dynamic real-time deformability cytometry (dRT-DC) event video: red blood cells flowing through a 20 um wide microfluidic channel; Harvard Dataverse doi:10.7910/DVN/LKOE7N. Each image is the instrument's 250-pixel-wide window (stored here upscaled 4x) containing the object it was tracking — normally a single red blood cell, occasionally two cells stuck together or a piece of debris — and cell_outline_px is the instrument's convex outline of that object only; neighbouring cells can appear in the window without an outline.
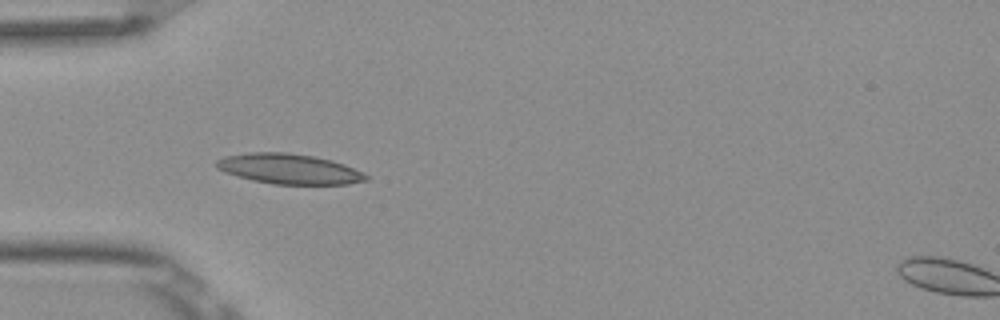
{"species": "Egyptian fruit bat (a non-hibernating species)", "species_latin": "Rousettus aegyptiacus", "temperature_condition": "room temperature", "stored_images_in_passage": 5, "camera_frame_rate_fps": 3000, "um_per_image_px": 0.085, "frame": {"image": 1, "passage_image": 4, "time_ms": 1.0, "image_size_px": [1000, 320], "cell_outline_px": [[368, 180], [348, 184], [272, 184], [252, 180], [224, 172], [216, 168], [216, 160], [224, 156], [248, 152], [288, 152], [312, 156], [332, 160], [344, 164], [368, 176]], "centroid_in_image_um": [24.53, 14.35], "position_along_channel_um": 60.5, "area_um2": 26.24}}
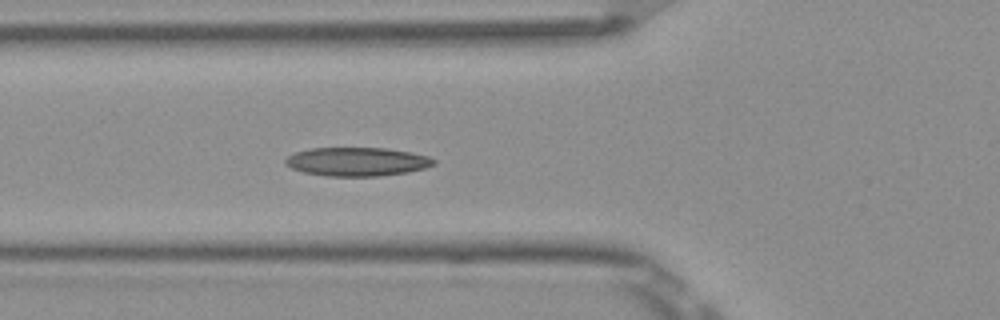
{"frame": {"image": 2, "passage_image": 5, "time_ms": 1.333, "image_size_px": [1000, 320], "cell_outline_px": [[436, 164], [424, 168], [408, 172], [376, 176], [328, 176], [304, 172], [292, 168], [284, 164], [284, 160], [288, 156], [296, 152], [312, 148], [388, 148], [428, 156], [436, 160]], "centroid_in_image_um": [30.35, 13.74], "position_along_channel_um": 95.5, "area_um2": 24.68}}